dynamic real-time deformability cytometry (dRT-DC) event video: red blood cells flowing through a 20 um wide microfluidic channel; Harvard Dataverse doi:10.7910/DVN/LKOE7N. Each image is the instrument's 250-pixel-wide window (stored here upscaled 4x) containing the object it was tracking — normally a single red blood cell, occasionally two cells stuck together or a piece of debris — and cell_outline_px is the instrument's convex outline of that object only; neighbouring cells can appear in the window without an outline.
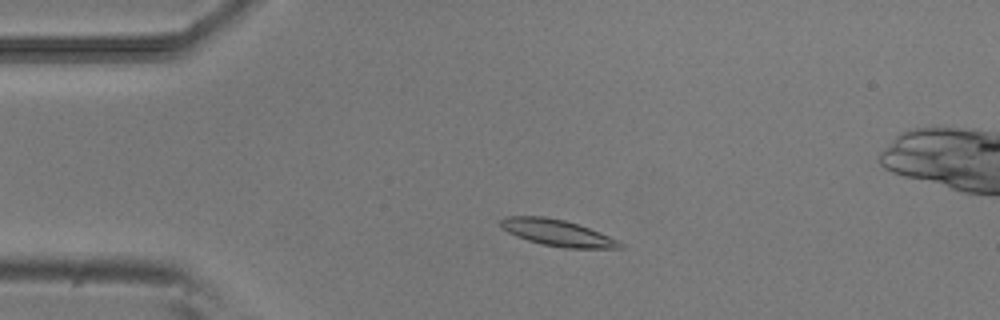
{"species": "common noctule bat (a hibernating species)", "species_latin": "Nyctalus noctula", "temperature_condition": "room temperature", "stored_images_in_passage": 43, "camera_frame_rate_fps": 3000, "um_per_image_px": 0.085, "animal": {"sex": "male", "body_mass_g": 20.5, "forearm_length_mm": 52.5}, "frame": {"image": 1, "passage_image": 6, "time_ms": 1.667, "image_size_px": [1000, 320], "cell_outline_px": [[624, 248], [564, 248], [544, 244], [528, 240], [516, 236], [500, 228], [500, 220], [504, 216], [544, 216], [564, 220], [600, 232], [620, 240], [624, 244]], "centroid_in_image_um": [47.38, 19.79], "position_along_channel_um": 37.6, "area_um2": 18.38}}
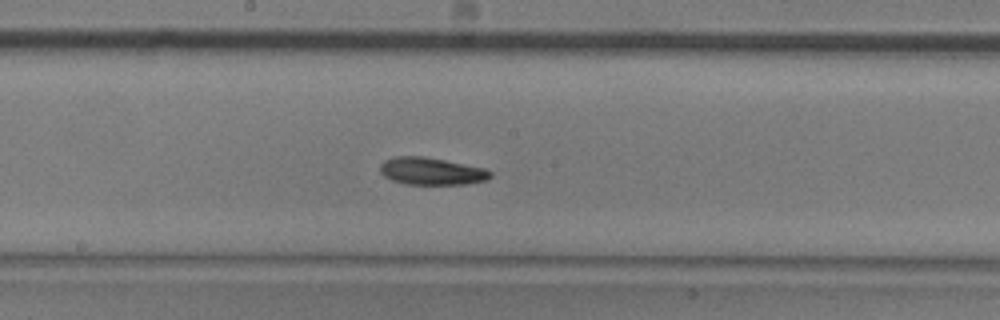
{"frame": {"image": 2, "passage_image": 22, "time_ms": 7.0, "image_size_px": [1000, 320], "cell_outline_px": [[492, 176], [488, 180], [464, 184], [408, 184], [392, 180], [384, 176], [380, 172], [380, 164], [384, 160], [396, 156], [424, 156], [484, 168], [492, 172]], "centroid_in_image_um": [36.67, 14.55], "position_along_channel_um": 211.5, "area_um2": 17.51}}
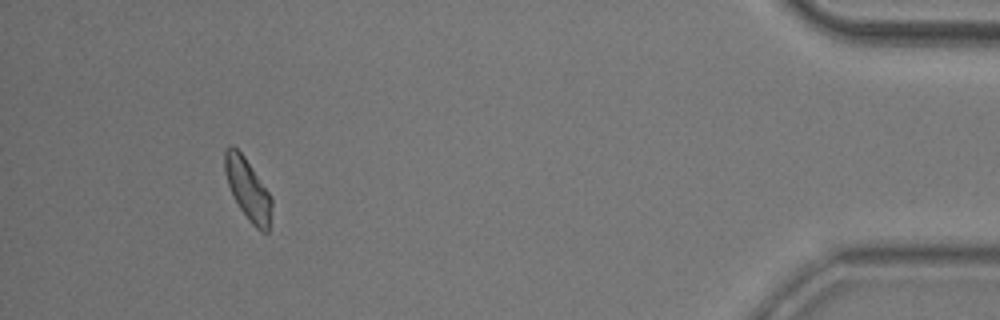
{"frame": {"image": 3, "passage_image": 43, "time_ms": 14.0, "image_size_px": [1000, 320], "cell_outline_px": [[272, 204], [268, 232], [260, 232], [248, 220], [240, 208], [228, 184], [224, 172], [224, 152], [232, 144], [244, 156], [268, 192], [272, 200]], "centroid_in_image_um": [21.06, 16.1], "position_along_channel_um": 414.1, "area_um2": 16.42}, "authors_computed_cell_mechanics": {"area_um2": 17.34, "velocity_mm_per_s": 3.8387, "shape_relaxation_time_tau1_ms": 5.3357, "shape_relaxation_time_tau2_ms": null, "deformation_change_tau1": 0.1284, "deformation_change_tau2": null}}